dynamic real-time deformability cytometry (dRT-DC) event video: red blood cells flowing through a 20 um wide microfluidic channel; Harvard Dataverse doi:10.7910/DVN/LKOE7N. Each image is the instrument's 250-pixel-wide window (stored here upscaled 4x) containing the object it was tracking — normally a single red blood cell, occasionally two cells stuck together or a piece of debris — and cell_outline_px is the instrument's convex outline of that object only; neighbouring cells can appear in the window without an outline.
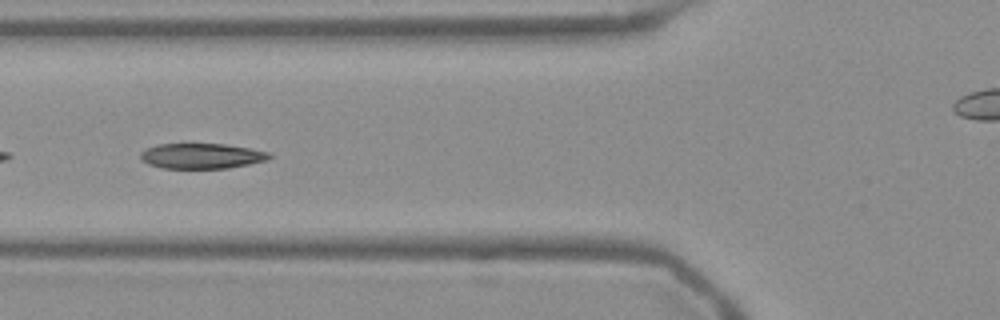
{"species": "Egyptian fruit bat (a non-hibernating species)", "species_latin": "Rousettus aegyptiacus", "temperature_condition": "warm", "stored_images_in_passage": 39, "camera_frame_rate_fps": 3000, "um_per_image_px": 0.085, "frame": {"image": 1, "passage_image": 5, "time_ms": 1.333, "image_size_px": [1000, 320], "cell_outline_px": [[272, 156], [268, 160], [228, 168], [160, 168], [148, 164], [140, 160], [140, 152], [144, 148], [156, 144], [224, 144], [248, 148], [268, 152]], "centroid_in_image_um": [17.07, 13.26], "position_along_channel_um": 108.7, "area_um2": 19.07}}
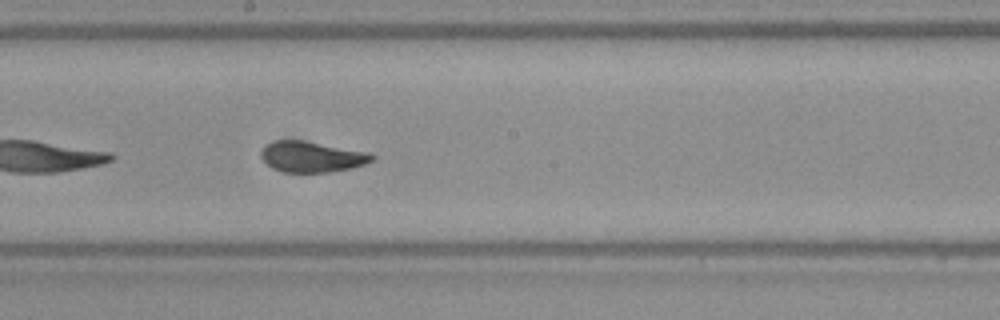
{"frame": {"image": 2, "passage_image": 14, "time_ms": 4.333, "image_size_px": [1000, 320], "cell_outline_px": [[376, 156], [372, 160], [364, 164], [352, 168], [332, 172], [284, 172], [272, 168], [260, 156], [260, 152], [264, 144], [276, 140], [304, 140], [372, 152]], "centroid_in_image_um": [26.52, 13.31], "position_along_channel_um": 221.7, "area_um2": 20.23}}
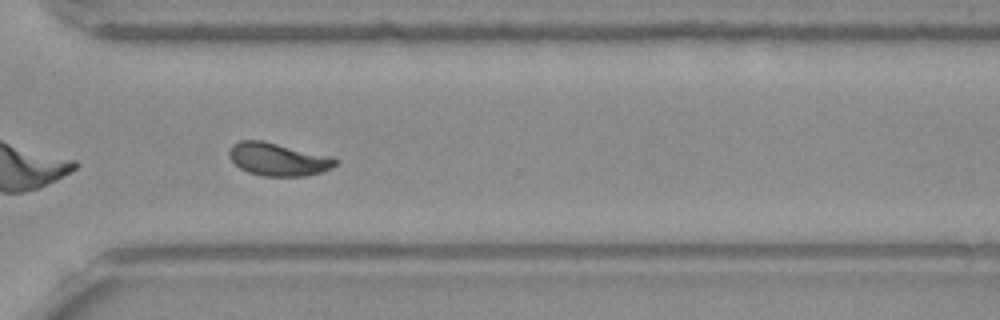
{"frame": {"image": 3, "passage_image": 24, "time_ms": 7.667, "image_size_px": [1000, 320], "cell_outline_px": [[336, 164], [324, 172], [304, 176], [264, 176], [248, 172], [240, 168], [228, 156], [228, 152], [232, 144], [240, 140], [260, 140], [332, 156], [336, 160]], "centroid_in_image_um": [23.62, 13.54], "position_along_channel_um": 347.0, "area_um2": 20.29}, "authors_computed_cell_mechanics": {"area_um2": 19.941, "velocity_mm_per_s": 3.7583, "shape_relaxation_time_tau1_ms": 2.8959, "shape_relaxation_time_tau2_ms": 0.8758, "deformation_change_tau1": 0.1538, "deformation_change_tau2": 0.0672}}